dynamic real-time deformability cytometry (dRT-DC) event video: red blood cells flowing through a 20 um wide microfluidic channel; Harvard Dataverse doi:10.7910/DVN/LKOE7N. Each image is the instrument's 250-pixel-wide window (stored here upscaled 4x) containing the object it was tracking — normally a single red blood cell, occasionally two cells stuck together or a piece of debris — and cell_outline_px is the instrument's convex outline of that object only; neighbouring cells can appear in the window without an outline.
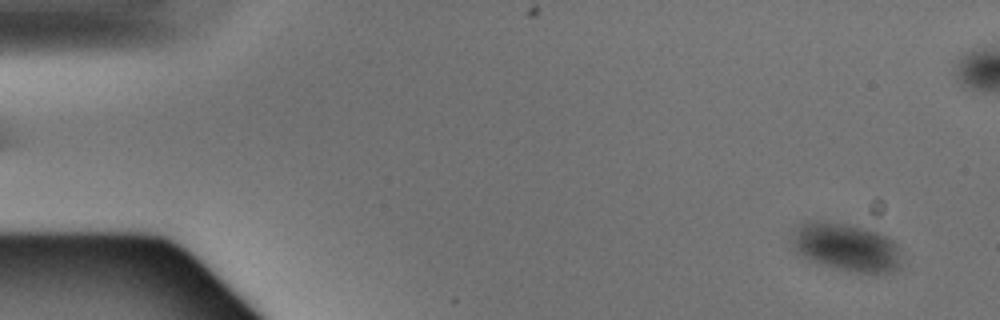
{"species": "Egyptian fruit bat (a non-hibernating species)", "species_latin": "Rousettus aegyptiacus", "temperature_condition": "warm", "stored_images_in_passage": 5, "camera_frame_rate_fps": 3000, "um_per_image_px": 0.085, "animal": {"sex": "male"}, "frame": {"image": 1, "passage_image": 1, "time_ms": 0.0, "image_size_px": [1000, 320], "cell_outline_px": [[900, 268], [892, 272], [876, 276], [852, 272], [836, 268], [800, 256], [788, 244], [788, 240], [796, 228], [800, 224], [808, 220], [824, 220], [848, 224], [864, 228], [876, 232], [892, 240], [900, 248]], "centroid_in_image_um": [71.91, 21.03], "position_along_channel_um": 13.1, "area_um2": 31.56}}